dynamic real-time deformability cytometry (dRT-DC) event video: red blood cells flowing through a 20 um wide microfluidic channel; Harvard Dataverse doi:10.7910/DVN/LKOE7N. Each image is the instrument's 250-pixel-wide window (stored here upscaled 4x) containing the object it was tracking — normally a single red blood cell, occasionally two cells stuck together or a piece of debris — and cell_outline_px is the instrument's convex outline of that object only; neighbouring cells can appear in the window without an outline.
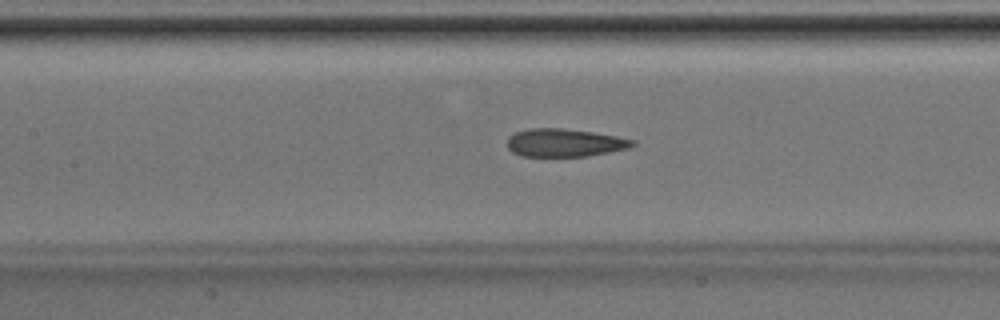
{"species": "Egyptian fruit bat (a non-hibernating species)", "species_latin": "Rousettus aegyptiacus", "temperature_condition": "room temperature", "stored_images_in_passage": 37, "camera_frame_rate_fps": 3000, "um_per_image_px": 0.085, "animal": {"sex": "male"}, "frame": {"image": 1, "passage_image": 11, "time_ms": 3.333, "image_size_px": [1000, 320], "cell_outline_px": [[636, 144], [628, 148], [588, 156], [520, 156], [512, 152], [508, 148], [508, 136], [516, 132], [528, 128], [560, 128], [592, 132], [616, 136], [636, 140]], "centroid_in_image_um": [47.98, 12.13], "position_along_channel_um": 159.4, "area_um2": 20.4}}
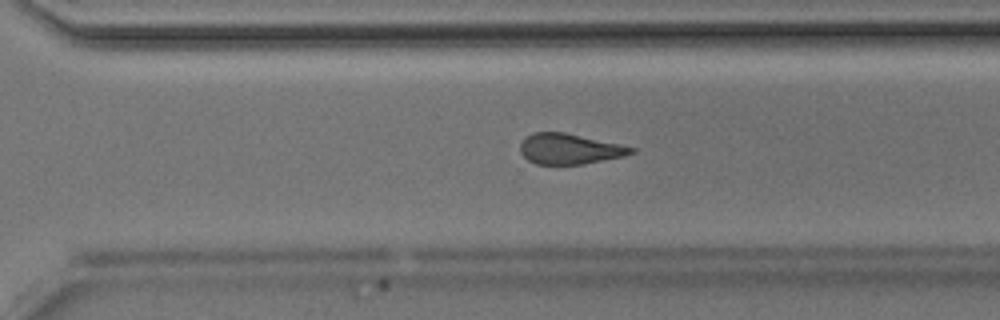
{"frame": {"image": 2, "passage_image": 22, "time_ms": 7.0, "image_size_px": [1000, 320], "cell_outline_px": [[636, 152], [624, 156], [584, 164], [536, 164], [528, 160], [520, 152], [520, 144], [528, 136], [536, 132], [564, 132], [620, 144], [636, 148]], "centroid_in_image_um": [48.44, 12.66], "position_along_channel_um": 322.2, "area_um2": 19.59}}